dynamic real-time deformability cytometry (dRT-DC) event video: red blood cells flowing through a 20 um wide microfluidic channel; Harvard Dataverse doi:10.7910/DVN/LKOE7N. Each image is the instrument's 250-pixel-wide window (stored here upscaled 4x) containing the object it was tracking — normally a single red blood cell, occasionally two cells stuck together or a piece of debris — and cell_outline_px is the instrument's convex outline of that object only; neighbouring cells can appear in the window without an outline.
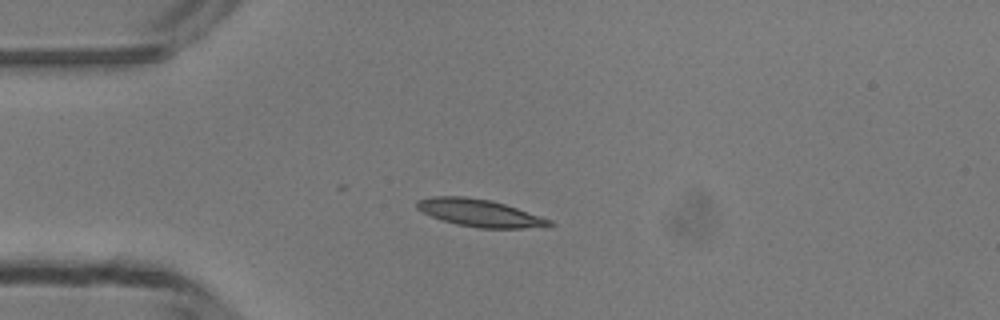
{"species": "common noctule bat (a hibernating species)", "species_latin": "Nyctalus noctula", "temperature_condition": "room temperature", "stored_images_in_passage": 10, "camera_frame_rate_fps": 3000, "um_per_image_px": 0.085, "animal": {"sex": "male", "body_mass_g": 13.3}, "frame": {"image": 1, "passage_image": 1, "time_ms": 0.0, "image_size_px": [1000, 320], "cell_outline_px": [[556, 224], [544, 228], [480, 228], [456, 224], [432, 216], [416, 208], [416, 200], [432, 196], [464, 196], [492, 200], [552, 220]], "centroid_in_image_um": [40.81, 18.1], "position_along_channel_um": 44.2, "area_um2": 21.15}}
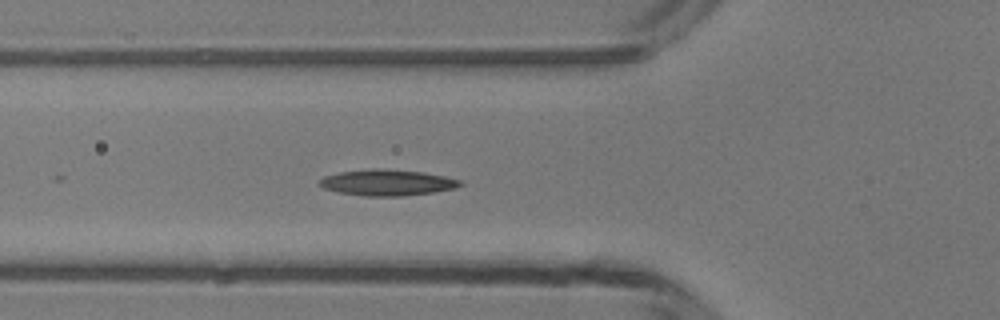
{"frame": {"image": 2, "passage_image": 6, "time_ms": 1.667, "image_size_px": [1000, 320], "cell_outline_px": [[464, 184], [456, 188], [436, 192], [404, 196], [364, 196], [340, 192], [324, 188], [320, 184], [320, 180], [324, 176], [340, 172], [372, 168], [380, 168], [424, 172], [444, 176], [460, 180]], "centroid_in_image_um": [32.96, 15.52], "position_along_channel_um": 92.8, "area_um2": 21.39}}
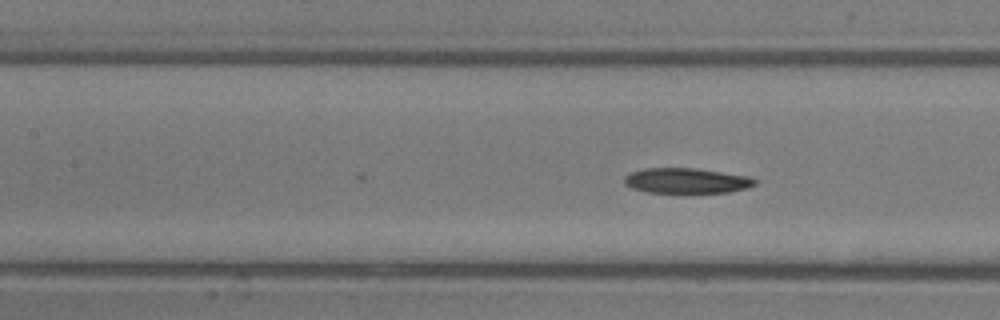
{"frame": {"image": 3, "passage_image": 10, "time_ms": 3.0, "image_size_px": [1000, 320], "cell_outline_px": [[756, 184], [748, 188], [728, 192], [648, 192], [632, 188], [624, 184], [624, 176], [632, 172], [644, 168], [692, 168], [748, 176], [756, 180]], "centroid_in_image_um": [58.33, 15.36], "position_along_channel_um": 149.1, "area_um2": 18.96}}